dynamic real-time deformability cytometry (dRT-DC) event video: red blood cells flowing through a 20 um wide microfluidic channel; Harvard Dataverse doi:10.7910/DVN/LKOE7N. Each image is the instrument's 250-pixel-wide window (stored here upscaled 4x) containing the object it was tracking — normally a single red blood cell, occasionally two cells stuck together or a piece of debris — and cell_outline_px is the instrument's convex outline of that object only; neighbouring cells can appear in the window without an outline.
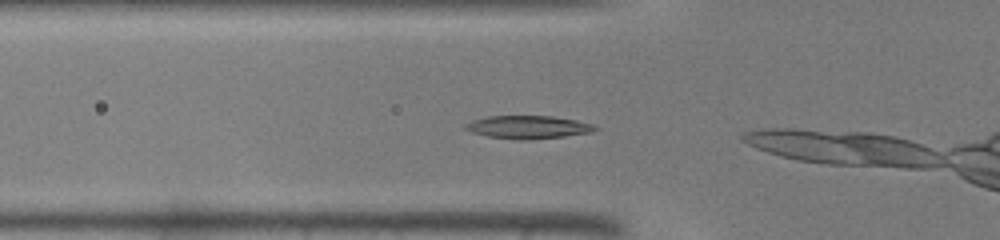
{"species": "common noctule bat (a hibernating species)", "species_latin": "Nyctalus noctula", "temperature_condition": "warm", "stored_images_in_passage": 8, "camera_frame_rate_fps": 3000, "um_per_image_px": 0.085, "animal": {"sex": "male", "body_mass_g": 19.0, "forearm_length_mm": 50.8}, "frame": {"image": 1, "passage_image": 7, "time_ms": 2.0, "image_size_px": [1000, 240], "cell_outline_px": [[600, 128], [592, 132], [564, 136], [528, 140], [520, 140], [488, 136], [472, 132], [464, 128], [464, 124], [472, 120], [488, 116], [552, 116], [576, 120], [596, 124]], "centroid_in_image_um": [44.93, 10.8], "position_along_channel_um": 80.9, "area_um2": 17.46}}